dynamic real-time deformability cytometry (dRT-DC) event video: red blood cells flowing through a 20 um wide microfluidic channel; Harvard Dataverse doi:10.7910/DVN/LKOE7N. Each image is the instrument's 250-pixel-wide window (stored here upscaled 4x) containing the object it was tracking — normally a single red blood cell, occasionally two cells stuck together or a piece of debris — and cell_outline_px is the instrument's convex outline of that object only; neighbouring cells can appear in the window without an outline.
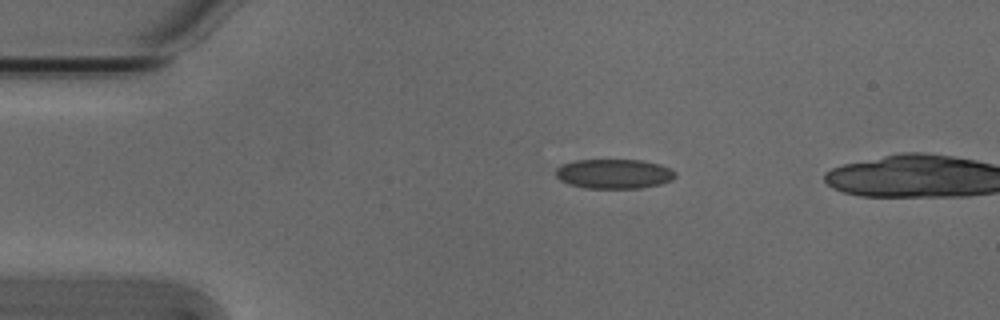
{"species": "Egyptian fruit bat (a non-hibernating species)", "species_latin": "Rousettus aegyptiacus", "temperature_condition": "cold", "stored_images_in_passage": 4, "camera_frame_rate_fps": 3000, "um_per_image_px": 0.085, "animal": {"sex": "male"}, "frame": {"image": 1, "passage_image": 2, "time_ms": 0.333, "image_size_px": [1000, 320], "cell_outline_px": [[676, 176], [672, 180], [660, 184], [640, 188], [584, 188], [568, 184], [560, 180], [556, 176], [556, 168], [560, 164], [576, 160], [640, 160], [660, 164], [676, 172]], "centroid_in_image_um": [52.17, 14.77], "position_along_channel_um": 32.8, "area_um2": 20.69}}